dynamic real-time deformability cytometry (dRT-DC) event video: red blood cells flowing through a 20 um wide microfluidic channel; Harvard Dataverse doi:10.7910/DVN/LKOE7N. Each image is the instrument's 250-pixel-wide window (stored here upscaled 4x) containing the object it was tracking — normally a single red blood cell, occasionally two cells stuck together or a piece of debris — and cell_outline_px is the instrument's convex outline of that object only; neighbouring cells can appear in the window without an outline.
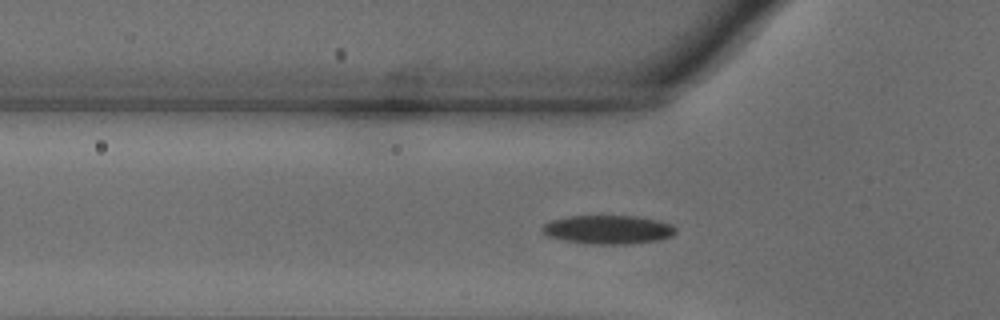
{"species": "common noctule bat (a hibernating species)", "species_latin": "Nyctalus noctula", "temperature_condition": "warm", "stored_images_in_passage": 40, "camera_frame_rate_fps": 3000, "um_per_image_px": 0.085, "animal": {"sex": "male", "body_mass_g": 18.8}, "frame": {"image": 1, "passage_image": 3, "time_ms": 0.667, "image_size_px": [1000, 320], "cell_outline_px": [[676, 232], [672, 236], [660, 240], [632, 244], [588, 244], [564, 240], [548, 236], [540, 228], [544, 224], [552, 220], [568, 216], [636, 216], [660, 220], [672, 224], [676, 228]], "centroid_in_image_um": [51.73, 19.52], "position_along_channel_um": 74.1, "area_um2": 22.54}}
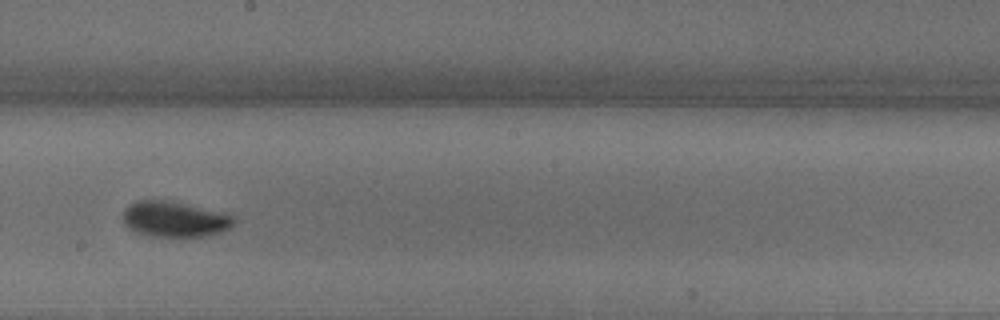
{"frame": {"image": 2, "passage_image": 16, "time_ms": 5.0, "image_size_px": [1000, 320], "cell_outline_px": [[236, 220], [228, 228], [220, 232], [204, 236], [148, 236], [132, 232], [124, 224], [124, 208], [128, 204], [136, 200], [164, 200], [224, 212], [232, 216]], "centroid_in_image_um": [14.78, 18.63], "position_along_channel_um": 233.4, "area_um2": 22.95}}
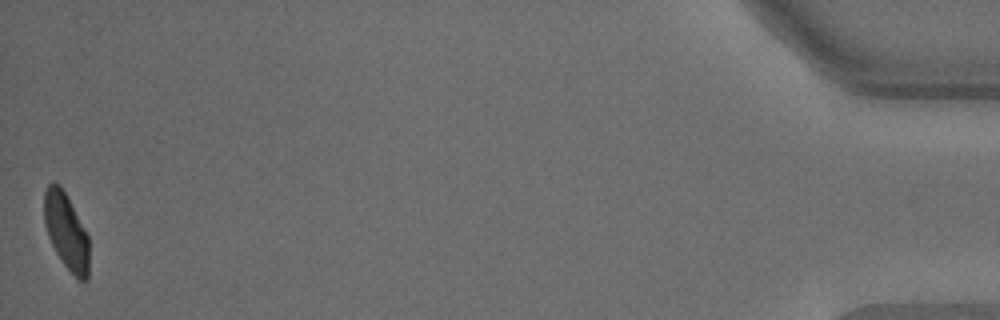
{"frame": {"image": 3, "passage_image": 40, "time_ms": 13.0, "image_size_px": [1000, 320], "cell_outline_px": [[88, 280], [80, 280], [64, 264], [56, 252], [48, 236], [44, 220], [44, 192], [48, 184], [60, 184], [68, 196], [88, 236]], "centroid_in_image_um": [5.62, 19.63], "position_along_channel_um": 429.6, "area_um2": 19.65}, "authors_computed_cell_mechanics": {"area_um2": 22.0218, "velocity_mm_per_s": 3.656, "shape_relaxation_time_tau1_ms": 3.1565, "shape_relaxation_time_tau2_ms": 1.8097, "deformation_change_tau1": 0.1424, "deformation_change_tau2": 0.0571}}